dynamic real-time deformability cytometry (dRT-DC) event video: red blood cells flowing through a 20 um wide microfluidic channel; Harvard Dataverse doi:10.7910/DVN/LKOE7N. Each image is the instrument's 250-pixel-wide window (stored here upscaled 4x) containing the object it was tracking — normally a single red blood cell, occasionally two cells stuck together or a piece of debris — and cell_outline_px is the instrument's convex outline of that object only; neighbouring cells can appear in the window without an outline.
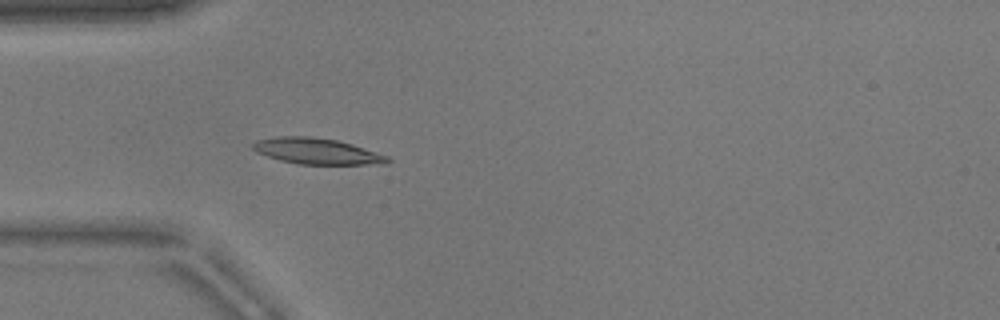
{"species": "common noctule bat (a hibernating species)", "species_latin": "Nyctalus noctula", "temperature_condition": "warm", "stored_images_in_passage": 52, "camera_frame_rate_fps": 3000, "um_per_image_px": 0.085, "animal": {"sex": "male", "body_mass_g": 17.9}, "frame": {"image": 1, "passage_image": 15, "time_ms": 4.667, "image_size_px": [1000, 320], "cell_outline_px": [[392, 160], [388, 164], [296, 164], [280, 160], [256, 152], [252, 148], [252, 144], [256, 140], [276, 136], [308, 136], [336, 140], [352, 144], [388, 156]], "centroid_in_image_um": [26.93, 12.85], "position_along_channel_um": 58.1, "area_um2": 20.4}}
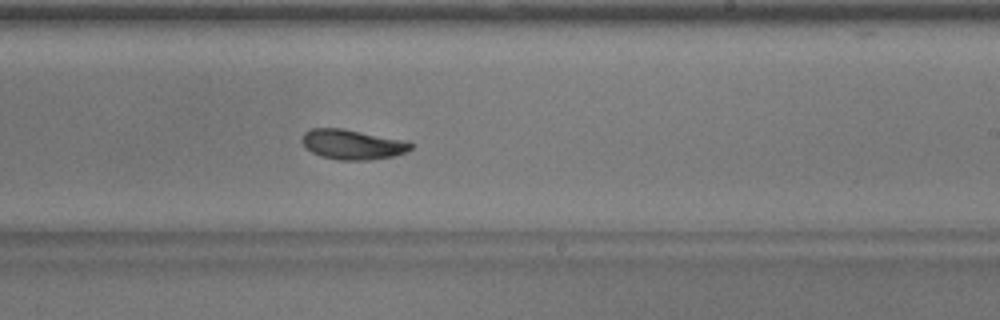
{"frame": {"image": 2, "passage_image": 31, "time_ms": 10.0, "image_size_px": [1000, 320], "cell_outline_px": [[412, 148], [404, 152], [392, 156], [368, 160], [336, 160], [320, 156], [312, 152], [300, 140], [304, 132], [312, 128], [344, 128], [408, 140], [412, 144]], "centroid_in_image_um": [29.96, 12.26], "position_along_channel_um": 259.0, "area_um2": 19.13}}
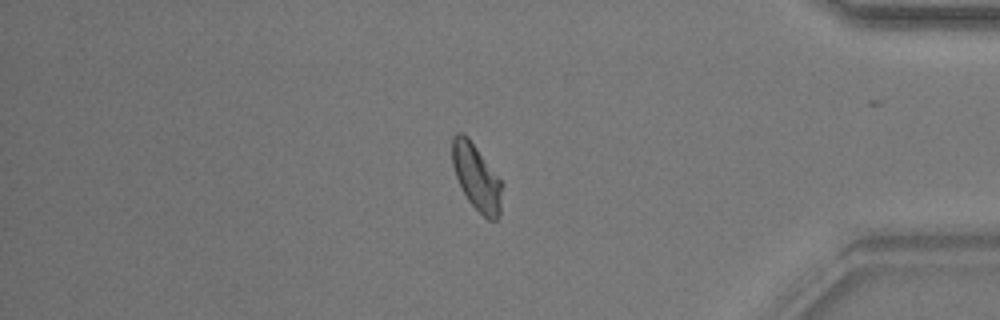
{"frame": {"image": 3, "passage_image": 44, "time_ms": 14.333, "image_size_px": [1000, 320], "cell_outline_px": [[500, 212], [496, 220], [488, 220], [468, 200], [456, 176], [452, 164], [452, 136], [456, 132], [464, 132], [468, 136], [500, 180]], "centroid_in_image_um": [40.45, 15.01], "position_along_channel_um": 394.7, "area_um2": 18.61}, "authors_computed_cell_mechanics": {"area_um2": 19.3052, "velocity_mm_per_s": 3.828, "shape_relaxation_time_tau1_ms": 2.5923, "shape_relaxation_time_tau2_ms": 2.0467, "deformation_change_tau1": 0.1242, "deformation_change_tau2": 0.0638}}